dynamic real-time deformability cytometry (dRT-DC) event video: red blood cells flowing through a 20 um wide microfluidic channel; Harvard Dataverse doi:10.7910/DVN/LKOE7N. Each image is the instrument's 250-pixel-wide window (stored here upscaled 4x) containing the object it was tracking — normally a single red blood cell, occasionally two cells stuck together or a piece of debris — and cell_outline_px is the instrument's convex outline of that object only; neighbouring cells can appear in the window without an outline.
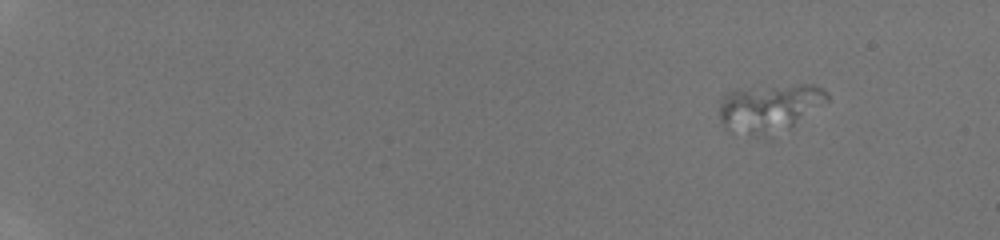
{"species": "human", "species_latin": "Homo sapiens", "temperature_condition": "room temperature", "stored_images_in_passage": 42, "camera_frame_rate_fps": 3000, "um_per_image_px": 0.085, "donor": {"sex": "male"}, "frame": {"image": 1, "passage_image": 1, "time_ms": 0.0, "image_size_px": [1000, 240], "cell_outline_px": [[828, 100], [792, 128], [776, 140], [772, 140], [728, 132], [720, 120], [720, 100], [728, 92], [736, 88], [800, 84], [812, 84], [828, 92]], "centroid_in_image_um": [65.39, 9.26], "position_along_channel_um": 19.6, "area_um2": 31.73}}
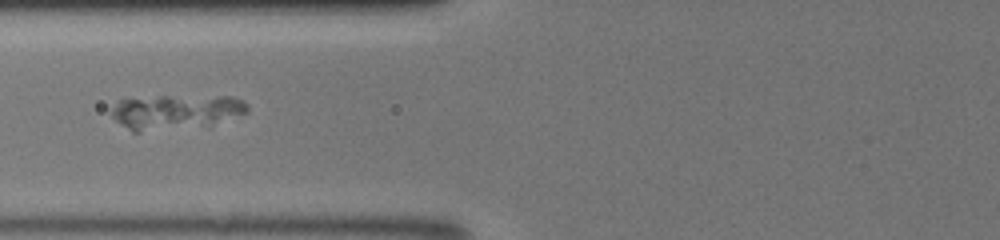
{"frame": {"image": 2, "passage_image": 18, "time_ms": 5.667, "image_size_px": [1000, 240], "cell_outline_px": [[248, 112], [212, 124], [140, 132], [132, 132], [116, 120], [112, 116], [112, 108], [124, 96], [232, 96], [244, 100], [248, 104]], "centroid_in_image_um": [14.9, 9.47], "position_along_channel_um": 110.9, "area_um2": 27.69}}
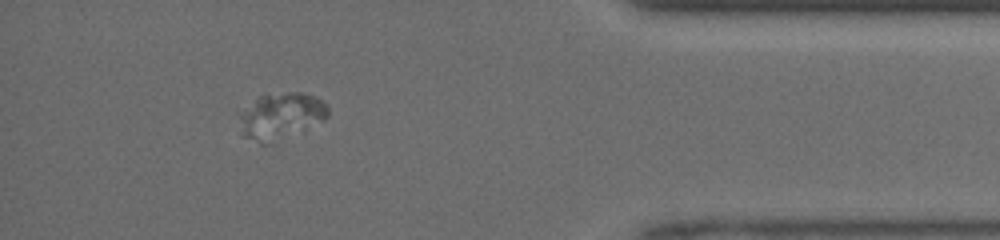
{"frame": {"image": 3, "passage_image": 39, "time_ms": 12.667, "image_size_px": [1000, 240], "cell_outline_px": [[328, 116], [324, 120], [264, 144], [260, 144], [244, 136], [240, 132], [240, 116], [244, 108], [260, 96], [288, 92], [300, 92], [316, 96], [328, 108]], "centroid_in_image_um": [23.85, 9.83], "position_along_channel_um": 411.3, "area_um2": 23.12}}